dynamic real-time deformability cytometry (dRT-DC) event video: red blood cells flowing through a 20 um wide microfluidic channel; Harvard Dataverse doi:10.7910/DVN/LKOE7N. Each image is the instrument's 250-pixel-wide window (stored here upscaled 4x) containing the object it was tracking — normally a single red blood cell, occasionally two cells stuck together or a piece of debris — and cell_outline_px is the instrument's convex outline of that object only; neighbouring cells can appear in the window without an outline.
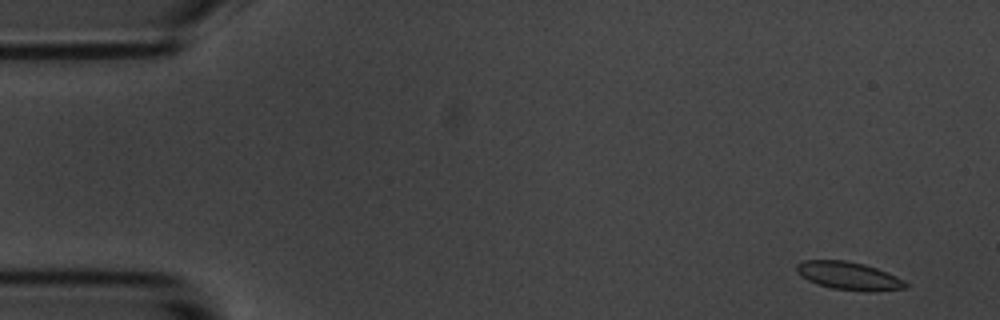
{"species": "common noctule bat (a hibernating species)", "species_latin": "Nyctalus noctula", "temperature_condition": "room temperature", "stored_images_in_passage": 55, "camera_frame_rate_fps": 3000, "um_per_image_px": 0.085, "animal": {"sex": "male", "body_mass_g": 20.1, "forearm_length_mm": 53.5}, "frame": {"image": 1, "passage_image": 2, "time_ms": 0.333, "image_size_px": [1000, 320], "cell_outline_px": [[908, 288], [868, 292], [832, 288], [816, 284], [800, 276], [796, 272], [796, 264], [804, 260], [844, 260], [864, 264], [888, 272], [904, 280], [908, 284]], "centroid_in_image_um": [72.14, 23.45], "position_along_channel_um": 12.9, "area_um2": 17.92}}
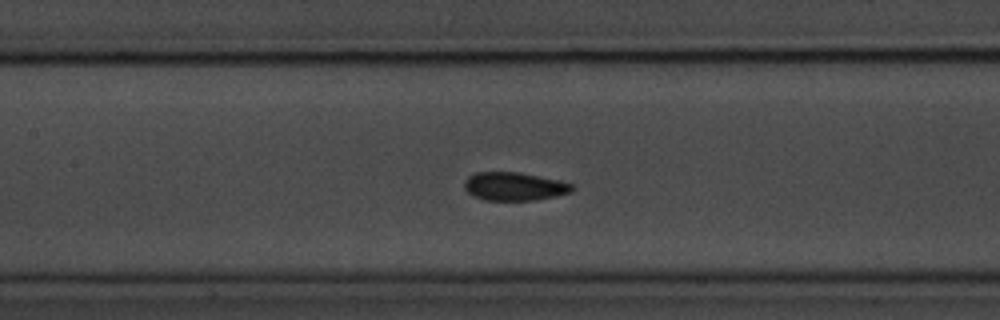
{"frame": {"image": 2, "passage_image": 24, "time_ms": 7.667, "image_size_px": [1000, 320], "cell_outline_px": [[576, 188], [572, 192], [556, 196], [536, 200], [484, 200], [472, 196], [464, 188], [464, 180], [468, 176], [476, 172], [520, 172], [560, 180], [572, 184]], "centroid_in_image_um": [43.72, 15.84], "position_along_channel_um": 163.7, "area_um2": 18.03}}
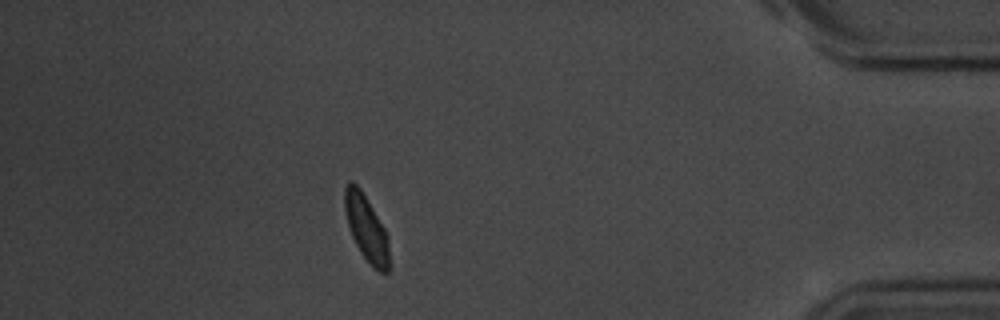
{"frame": {"image": 3, "passage_image": 48, "time_ms": 15.667, "image_size_px": [1000, 320], "cell_outline_px": [[392, 268], [388, 272], [380, 272], [372, 268], [360, 252], [352, 236], [348, 224], [344, 208], [344, 188], [348, 180], [352, 180], [360, 188], [384, 228], [388, 236]], "centroid_in_image_um": [31.17, 19.45], "position_along_channel_um": 404.0, "area_um2": 17.46}, "authors_computed_cell_mechanics": {"area_um2": 17.629, "velocity_mm_per_s": 3.5865, "shape_relaxation_time_tau1_ms": 2.0486, "shape_relaxation_time_tau2_ms": null, "deformation_change_tau1": 0.0839, "deformation_change_tau2": null}}